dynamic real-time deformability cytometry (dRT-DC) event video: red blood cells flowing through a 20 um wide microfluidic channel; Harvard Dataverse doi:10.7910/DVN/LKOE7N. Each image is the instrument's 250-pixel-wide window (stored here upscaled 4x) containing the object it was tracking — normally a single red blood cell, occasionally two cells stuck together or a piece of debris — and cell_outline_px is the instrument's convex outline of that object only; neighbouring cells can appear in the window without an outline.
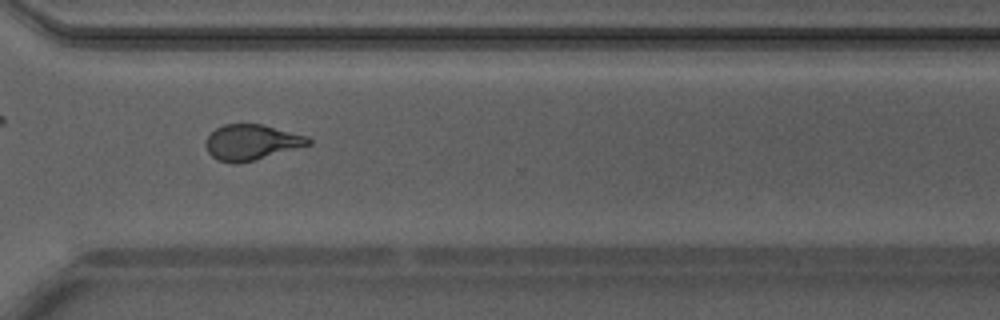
{"species": "Egyptian fruit bat (a non-hibernating species)", "species_latin": "Rousettus aegyptiacus", "temperature_condition": "warm", "stored_images_in_passage": 29, "camera_frame_rate_fps": 3000, "um_per_image_px": 0.085, "animal": {"sex": "male"}, "frame": {"image": 1, "passage_image": 21, "time_ms": 6.667, "image_size_px": [1000, 320], "cell_outline_px": [[312, 144], [252, 160], [236, 164], [232, 164], [216, 160], [208, 152], [204, 144], [208, 136], [216, 128], [224, 124], [264, 124], [308, 136], [312, 140]], "centroid_in_image_um": [21.37, 12.08], "position_along_channel_um": 349.2, "area_um2": 21.27}, "authors_computed_cell_mechanics": {"area_um2": 21.4438, "velocity_mm_per_s": 4.2151, "shape_relaxation_time_tau1_ms": 4.3026, "shape_relaxation_time_tau2_ms": 1.1175, "deformation_change_tau1": 0.175, "deformation_change_tau2": 0.0778}}